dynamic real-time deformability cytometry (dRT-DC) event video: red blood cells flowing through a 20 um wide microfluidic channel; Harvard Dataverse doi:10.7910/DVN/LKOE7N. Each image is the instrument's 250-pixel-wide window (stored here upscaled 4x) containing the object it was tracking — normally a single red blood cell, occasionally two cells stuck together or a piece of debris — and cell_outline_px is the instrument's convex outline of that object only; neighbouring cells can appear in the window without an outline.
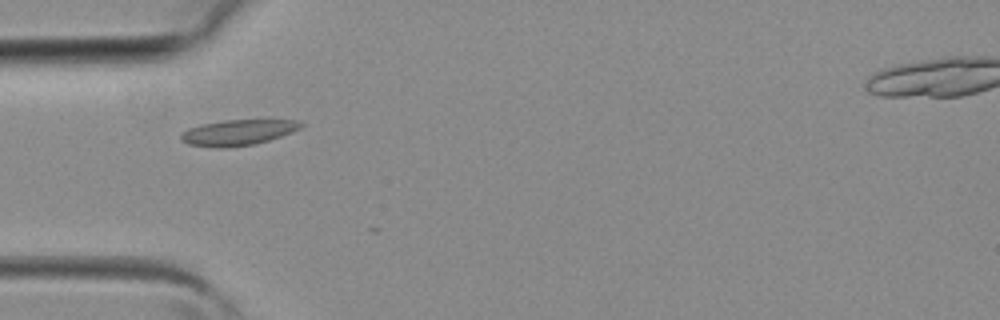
{"species": "common noctule bat (a hibernating species)", "species_latin": "Nyctalus noctula", "temperature_condition": "room temperature", "stored_images_in_passage": 3, "camera_frame_rate_fps": 3000, "um_per_image_px": 0.085, "animal": {"sex": "female", "body_mass_g": 19.3, "forearm_length_mm": 54.1}, "frame": {"image": 1, "passage_image": 3, "time_ms": 0.667, "image_size_px": [1000, 320], "cell_outline_px": [[304, 124], [300, 128], [280, 136], [268, 140], [252, 144], [224, 148], [220, 148], [188, 144], [180, 140], [180, 132], [188, 128], [200, 124], [224, 120], [300, 120]], "centroid_in_image_um": [20.17, 11.25], "position_along_channel_um": 64.8, "area_um2": 17.86}}